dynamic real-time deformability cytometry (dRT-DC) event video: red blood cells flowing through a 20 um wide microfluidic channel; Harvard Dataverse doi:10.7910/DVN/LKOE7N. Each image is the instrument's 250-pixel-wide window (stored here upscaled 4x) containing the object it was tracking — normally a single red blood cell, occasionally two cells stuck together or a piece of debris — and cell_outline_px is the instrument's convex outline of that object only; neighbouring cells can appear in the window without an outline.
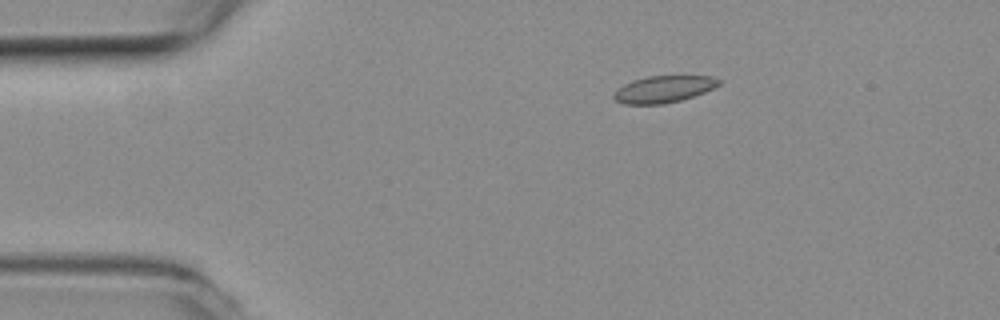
{"species": "common noctule bat (a hibernating species)", "species_latin": "Nyctalus noctula", "temperature_condition": "room temperature", "stored_images_in_passage": 53, "camera_frame_rate_fps": 3000, "um_per_image_px": 0.085, "animal": {"sex": "female", "body_mass_g": 19.3, "forearm_length_mm": 54.1}, "frame": {"image": 1, "passage_image": 10, "time_ms": 3.0, "image_size_px": [1000, 320], "cell_outline_px": [[720, 84], [716, 88], [680, 100], [664, 104], [624, 104], [616, 100], [612, 96], [624, 84], [632, 80], [648, 76], [712, 76], [720, 80]], "centroid_in_image_um": [56.43, 7.57], "position_along_channel_um": 28.6, "area_um2": 16.3}}
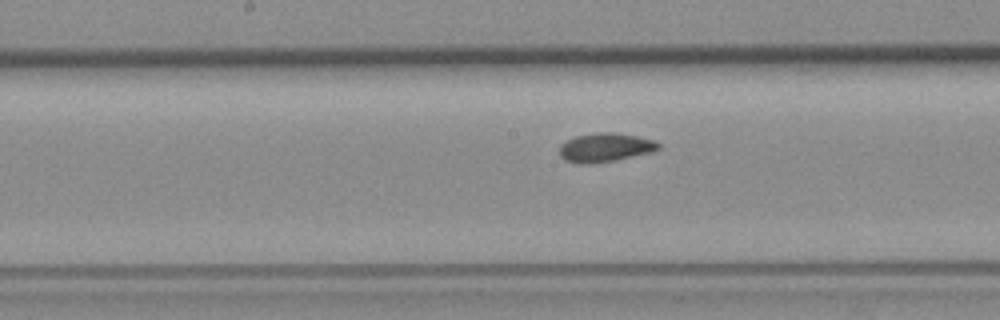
{"frame": {"image": 2, "passage_image": 28, "time_ms": 9.0, "image_size_px": [1000, 320], "cell_outline_px": [[660, 148], [652, 152], [616, 160], [592, 164], [588, 164], [564, 160], [560, 156], [560, 144], [576, 136], [596, 132], [616, 132], [656, 140], [660, 144]], "centroid_in_image_um": [51.47, 12.53], "position_along_channel_um": 196.7, "area_um2": 16.7}}
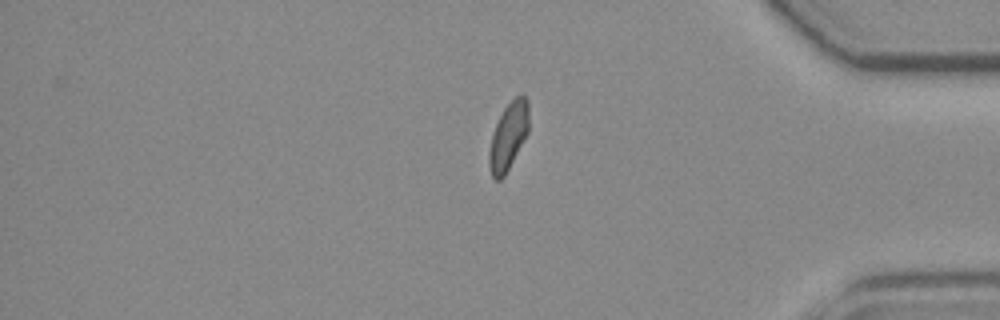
{"frame": {"image": 3, "passage_image": 46, "time_ms": 15.0, "image_size_px": [1000, 320], "cell_outline_px": [[528, 132], [504, 176], [500, 180], [496, 180], [492, 176], [488, 164], [488, 156], [492, 136], [496, 124], [504, 108], [520, 92], [524, 92], [528, 100]], "centroid_in_image_um": [43.22, 11.54], "position_along_channel_um": 392.0, "area_um2": 15.43}, "authors_computed_cell_mechanics": {"area_um2": 16.4152, "velocity_mm_per_s": 3.7285, "shape_relaxation_time_tau1_ms": 9.6692, "shape_relaxation_time_tau2_ms": 2.7485, "deformation_change_tau1": 0.1734, "deformation_change_tau2": 0.0567}}